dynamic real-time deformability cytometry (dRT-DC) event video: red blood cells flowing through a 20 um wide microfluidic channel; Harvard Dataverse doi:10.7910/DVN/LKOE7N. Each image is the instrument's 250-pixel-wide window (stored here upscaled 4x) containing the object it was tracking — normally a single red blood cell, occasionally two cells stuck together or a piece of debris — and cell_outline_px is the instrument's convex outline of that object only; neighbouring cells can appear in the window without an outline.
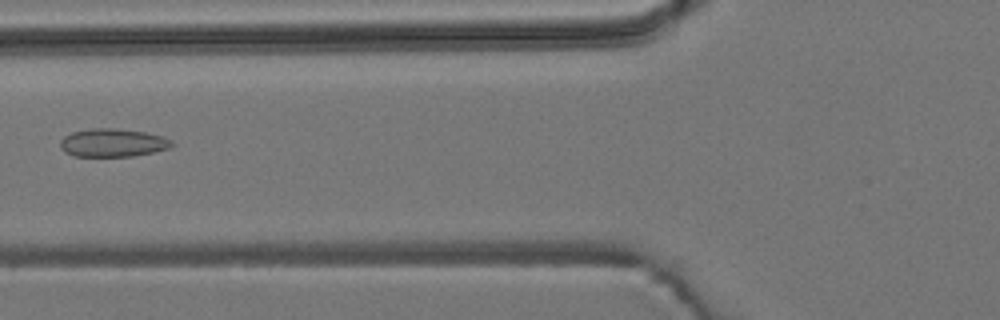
{"species": "common noctule bat (a hibernating species)", "species_latin": "Nyctalus noctula", "temperature_condition": "room temperature", "stored_images_in_passage": 5, "camera_frame_rate_fps": 3000, "um_per_image_px": 0.085, "animal": {"sex": "male", "body_mass_g": 19.2, "forearm_length_mm": 51.8}, "frame": {"image": 1, "passage_image": 4, "time_ms": 3.667, "image_size_px": [1000, 320], "cell_outline_px": [[176, 144], [168, 148], [152, 152], [132, 156], [72, 156], [64, 152], [60, 148], [60, 140], [64, 136], [72, 132], [92, 128], [112, 128], [144, 132], [160, 136], [172, 140]], "centroid_in_image_um": [9.55, 12.14], "position_along_channel_um": 116.3, "area_um2": 18.26}}
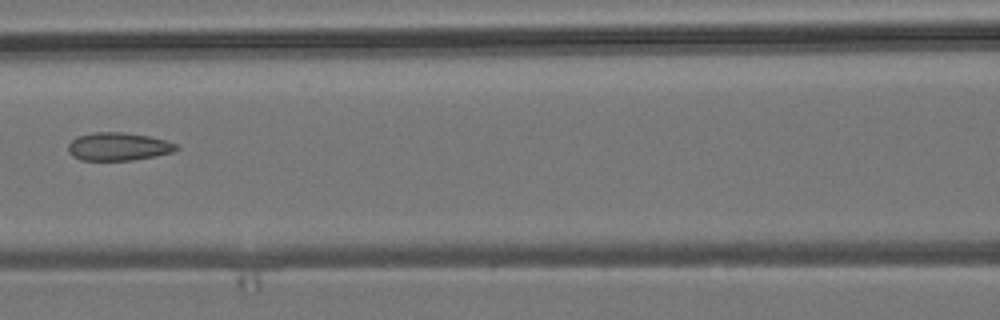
{"frame": {"image": 2, "passage_image": 5, "time_ms": 4.667, "image_size_px": [1000, 320], "cell_outline_px": [[180, 148], [172, 152], [156, 156], [132, 160], [80, 160], [72, 156], [68, 152], [68, 144], [76, 136], [92, 132], [124, 132], [148, 136], [164, 140], [176, 144]], "centroid_in_image_um": [10.02, 12.46], "position_along_channel_um": 156.6, "area_um2": 17.74}}